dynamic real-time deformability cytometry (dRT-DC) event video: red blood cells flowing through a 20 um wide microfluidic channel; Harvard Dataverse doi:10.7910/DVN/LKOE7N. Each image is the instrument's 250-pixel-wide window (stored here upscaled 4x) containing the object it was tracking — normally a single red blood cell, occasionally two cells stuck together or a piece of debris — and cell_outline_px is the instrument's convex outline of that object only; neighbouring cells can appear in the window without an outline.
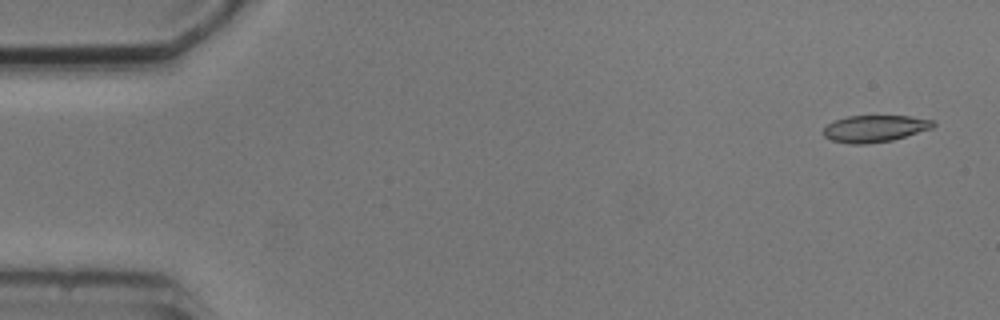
{"species": "common noctule bat (a hibernating species)", "species_latin": "Nyctalus noctula", "temperature_condition": "cold", "stored_images_in_passage": 10, "camera_frame_rate_fps": 3000, "um_per_image_px": 0.085, "animal": {"sex": "male", "body_mass_g": 20.5, "forearm_length_mm": 52.5}, "frame": {"image": 1, "passage_image": 1, "time_ms": 0.0, "image_size_px": [1000, 320], "cell_outline_px": [[936, 124], [932, 128], [892, 140], [864, 144], [852, 144], [832, 140], [824, 136], [824, 128], [828, 124], [836, 120], [848, 116], [908, 116], [936, 120]], "centroid_in_image_um": [74.39, 10.92], "position_along_channel_um": 10.6, "area_um2": 16.99}}
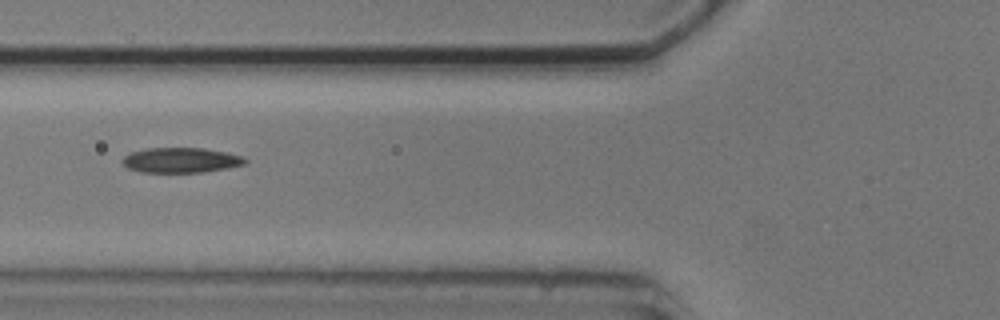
{"frame": {"image": 2, "passage_image": 6, "time_ms": 6.0, "image_size_px": [1000, 320], "cell_outline_px": [[248, 160], [244, 164], [228, 168], [204, 172], [140, 172], [128, 168], [120, 160], [124, 156], [132, 152], [148, 148], [204, 148], [224, 152], [240, 156]], "centroid_in_image_um": [15.35, 13.62], "position_along_channel_um": 110.4, "area_um2": 17.8}}
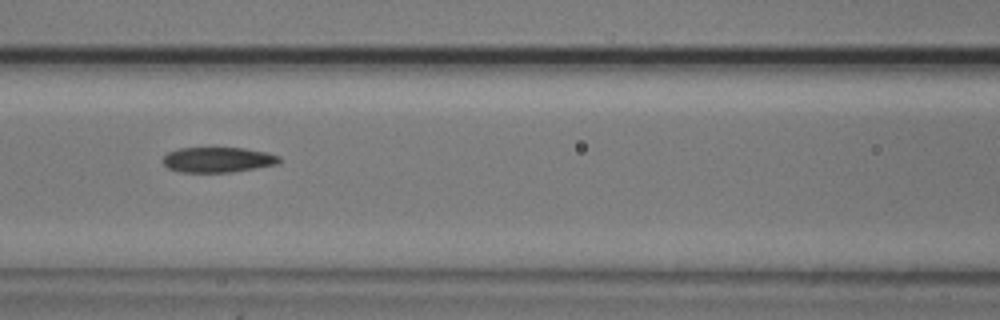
{"frame": {"image": 3, "passage_image": 7, "time_ms": 7.0, "image_size_px": [1000, 320], "cell_outline_px": [[280, 164], [232, 172], [180, 172], [168, 168], [164, 164], [164, 156], [168, 152], [180, 148], [244, 148], [268, 152], [280, 156]], "centroid_in_image_um": [18.56, 13.58], "position_along_channel_um": 148.0, "area_um2": 17.17}}